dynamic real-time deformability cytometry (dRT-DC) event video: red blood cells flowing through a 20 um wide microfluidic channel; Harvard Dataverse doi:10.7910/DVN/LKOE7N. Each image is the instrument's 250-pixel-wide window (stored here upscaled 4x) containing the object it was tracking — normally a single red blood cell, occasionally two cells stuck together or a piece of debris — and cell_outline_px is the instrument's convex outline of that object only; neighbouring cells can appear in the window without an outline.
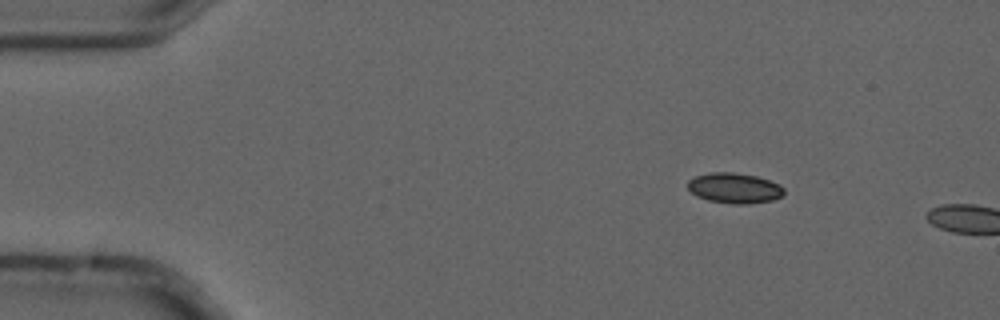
{"species": "common noctule bat (a hibernating species)", "species_latin": "Nyctalus noctula", "temperature_condition": "cold", "stored_images_in_passage": 4, "camera_frame_rate_fps": 3000, "um_per_image_px": 0.085, "animal": {"sex": "male", "forearm_length_mm": 52.5}, "frame": {"image": 1, "passage_image": 3, "time_ms": 0.667, "image_size_px": [1000, 320], "cell_outline_px": [[784, 196], [772, 200], [748, 204], [732, 204], [708, 200], [696, 196], [688, 188], [688, 180], [696, 176], [708, 172], [732, 172], [756, 176], [780, 184], [784, 188]], "centroid_in_image_um": [62.44, 15.99], "position_along_channel_um": 22.6, "area_um2": 17.11}}